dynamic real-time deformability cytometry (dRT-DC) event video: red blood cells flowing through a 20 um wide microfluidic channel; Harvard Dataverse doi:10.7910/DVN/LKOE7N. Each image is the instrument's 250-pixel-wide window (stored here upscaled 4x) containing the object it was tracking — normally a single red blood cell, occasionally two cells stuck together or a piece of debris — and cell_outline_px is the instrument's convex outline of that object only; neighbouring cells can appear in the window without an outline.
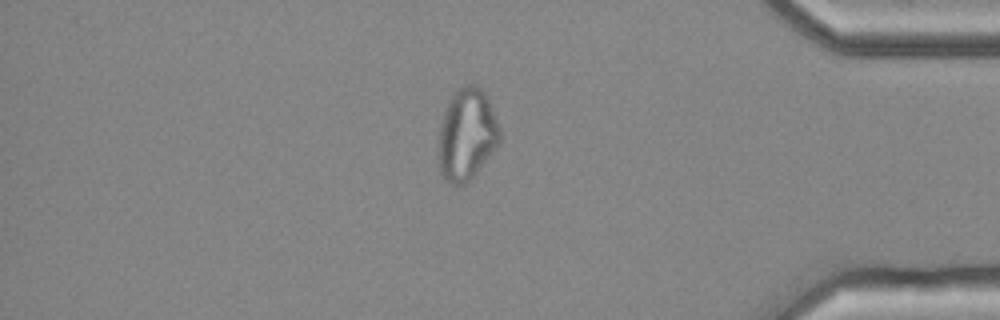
{"species": "common noctule bat (a hibernating species)", "species_latin": "Nyctalus noctula", "temperature_condition": "cold", "stored_images_in_passage": 55, "camera_frame_rate_fps": 3000, "um_per_image_px": 0.085, "animal": {"sex": "female", "body_mass_g": 25.1}, "frame": {"image": 1, "passage_image": 47, "time_ms": 15.333, "image_size_px": [1000, 320], "cell_outline_px": [[500, 144], [476, 172], [464, 184], [448, 184], [444, 180], [440, 172], [436, 156], [440, 120], [448, 100], [460, 88], [468, 84], [472, 84], [480, 88], [488, 96], [492, 104], [500, 128]], "centroid_in_image_um": [39.65, 11.44], "position_along_channel_um": 395.5, "area_um2": 33.41}}